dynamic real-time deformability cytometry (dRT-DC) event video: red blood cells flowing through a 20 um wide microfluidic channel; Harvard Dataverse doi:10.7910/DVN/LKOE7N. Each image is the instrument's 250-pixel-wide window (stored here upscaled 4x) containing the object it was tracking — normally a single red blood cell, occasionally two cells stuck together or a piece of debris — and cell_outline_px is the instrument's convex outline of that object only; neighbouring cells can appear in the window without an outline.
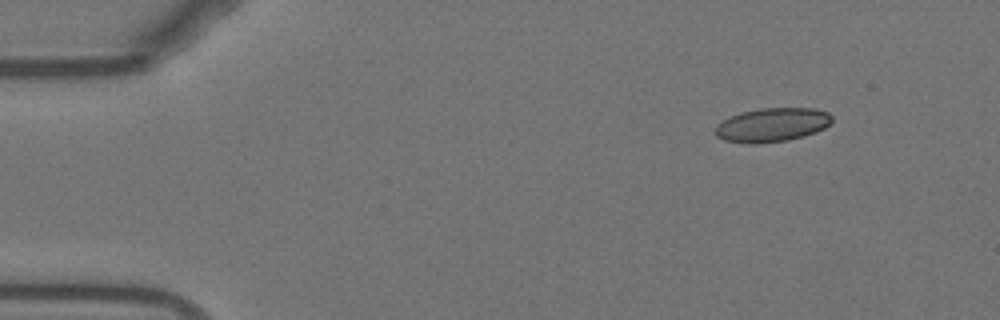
{"species": "Egyptian fruit bat (a non-hibernating species)", "species_latin": "Rousettus aegyptiacus", "temperature_condition": "warm", "stored_images_in_passage": 48, "camera_frame_rate_fps": 3000, "um_per_image_px": 0.085, "animal": {"sex": "female"}, "frame": {"image": 1, "passage_image": 1, "time_ms": 0.0, "image_size_px": [1000, 320], "cell_outline_px": [[832, 120], [824, 128], [816, 132], [804, 136], [788, 140], [756, 144], [752, 144], [724, 140], [716, 136], [716, 124], [740, 112], [760, 108], [812, 108], [828, 112], [832, 116]], "centroid_in_image_um": [65.63, 10.61], "position_along_channel_um": 19.4, "area_um2": 23.0}}
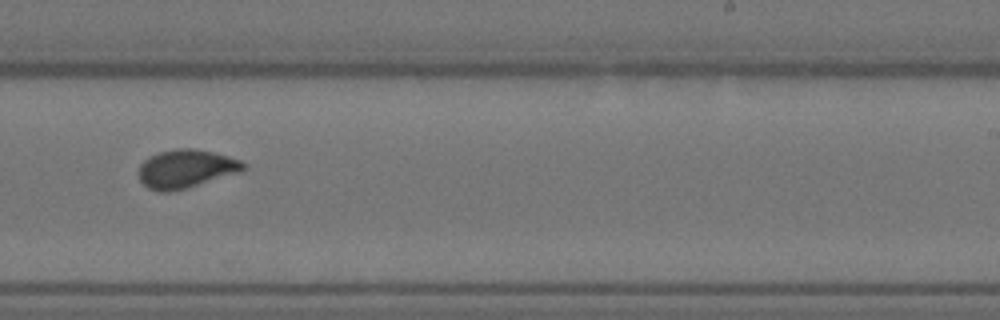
{"frame": {"image": 2, "passage_image": 28, "time_ms": 9.0, "image_size_px": [1000, 320], "cell_outline_px": [[244, 168], [240, 172], [172, 192], [160, 192], [148, 188], [140, 180], [140, 164], [144, 160], [160, 152], [176, 148], [192, 148], [212, 152], [228, 156], [240, 160], [244, 164]], "centroid_in_image_um": [15.79, 14.35], "position_along_channel_um": 273.2, "area_um2": 23.06}}
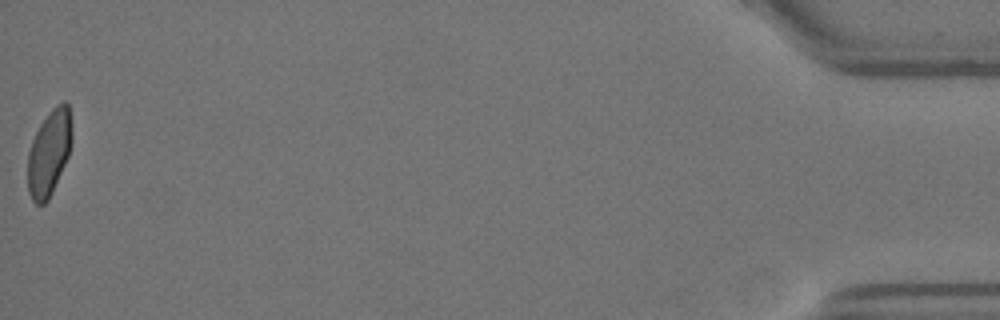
{"frame": {"image": 3, "passage_image": 48, "time_ms": 15.667, "image_size_px": [1000, 320], "cell_outline_px": [[72, 140], [68, 156], [52, 192], [48, 200], [44, 204], [36, 204], [32, 200], [28, 192], [28, 152], [32, 140], [40, 124], [52, 108], [56, 104], [64, 100], [68, 104], [72, 132]], "centroid_in_image_um": [4.17, 12.98], "position_along_channel_um": 431.0, "area_um2": 21.96}}